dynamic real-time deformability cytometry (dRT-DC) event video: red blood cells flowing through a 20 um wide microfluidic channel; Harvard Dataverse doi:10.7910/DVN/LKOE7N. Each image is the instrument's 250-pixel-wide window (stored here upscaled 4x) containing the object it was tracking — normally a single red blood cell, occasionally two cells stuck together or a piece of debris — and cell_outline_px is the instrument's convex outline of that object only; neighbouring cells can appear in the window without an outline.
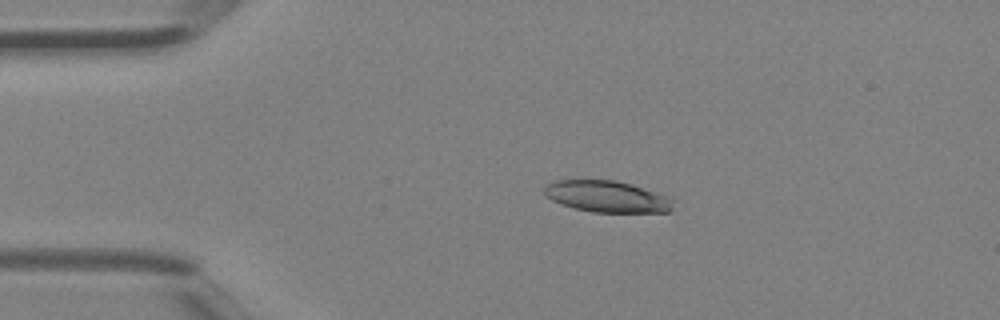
{"species": "Egyptian fruit bat (a non-hibernating species)", "species_latin": "Rousettus aegyptiacus", "temperature_condition": "room temperature", "stored_images_in_passage": 4, "camera_frame_rate_fps": 3000, "um_per_image_px": 0.085, "animal": {"sex": "female"}, "frame": {"image": 1, "passage_image": 3, "time_ms": 0.667, "image_size_px": [1000, 320], "cell_outline_px": [[672, 212], [592, 212], [560, 204], [544, 196], [544, 188], [552, 180], [616, 180], [632, 184], [664, 196], [672, 200]], "centroid_in_image_um": [51.54, 16.7], "position_along_channel_um": 33.5, "area_um2": 23.47}}